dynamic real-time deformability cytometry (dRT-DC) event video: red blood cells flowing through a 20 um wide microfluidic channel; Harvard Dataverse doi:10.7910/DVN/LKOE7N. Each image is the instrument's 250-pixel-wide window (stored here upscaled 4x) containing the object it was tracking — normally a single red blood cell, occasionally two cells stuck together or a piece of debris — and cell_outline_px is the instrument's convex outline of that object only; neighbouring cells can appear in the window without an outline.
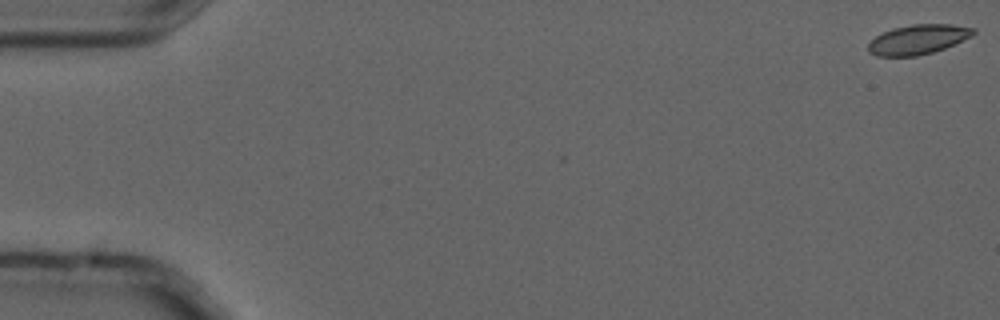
{"species": "common noctule bat (a hibernating species)", "species_latin": "Nyctalus noctula", "temperature_condition": "cold", "stored_images_in_passage": 6, "camera_frame_rate_fps": 3000, "um_per_image_px": 0.085, "animal": {"sex": "male", "forearm_length_mm": 52.5}, "frame": {"image": 1, "passage_image": 1, "time_ms": 0.0, "image_size_px": [1000, 320], "cell_outline_px": [[976, 32], [972, 36], [944, 48], [932, 52], [916, 56], [876, 56], [868, 52], [868, 44], [876, 36], [892, 28], [912, 24], [952, 24], [976, 28]], "centroid_in_image_um": [78.04, 3.34], "position_along_channel_um": 7.0, "area_um2": 18.15}}
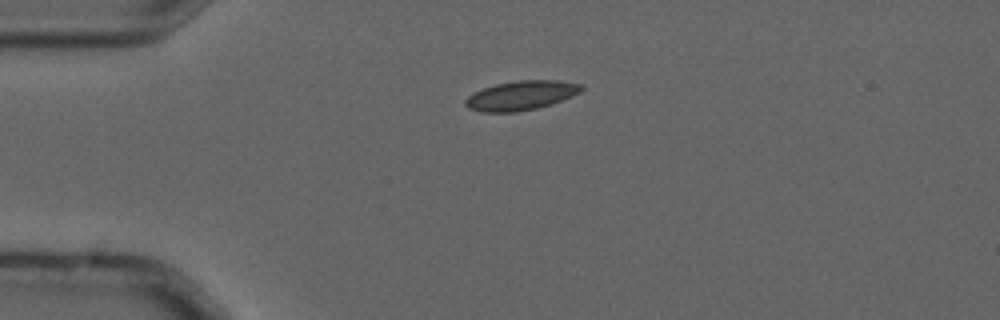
{"frame": {"image": 2, "passage_image": 4, "time_ms": 1.0, "image_size_px": [1000, 320], "cell_outline_px": [[584, 88], [580, 92], [572, 96], [552, 104], [536, 108], [516, 112], [480, 112], [468, 108], [464, 104], [464, 100], [472, 92], [496, 84], [520, 80], [560, 80], [580, 84]], "centroid_in_image_um": [44.27, 8.12], "position_along_channel_um": 40.7, "area_um2": 19.88}}
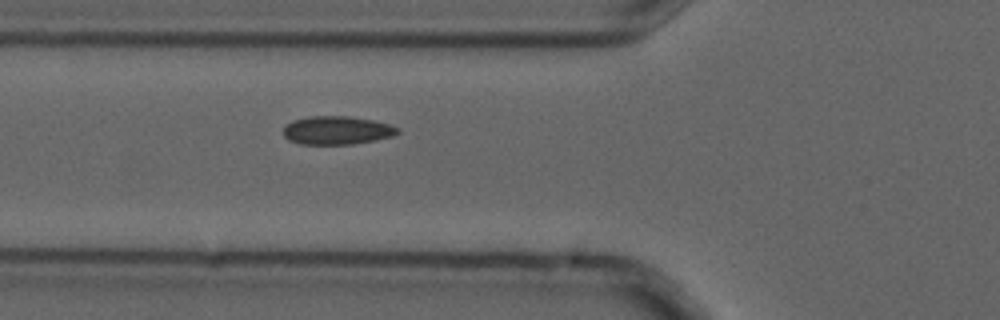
{"frame": {"image": 3, "passage_image": 6, "time_ms": 1.667, "image_size_px": [1000, 320], "cell_outline_px": [[400, 132], [392, 136], [376, 140], [352, 144], [300, 144], [288, 140], [284, 136], [284, 124], [292, 120], [308, 116], [348, 116], [372, 120], [388, 124], [400, 128]], "centroid_in_image_um": [28.61, 11.07], "position_along_channel_um": 97.2, "area_um2": 19.02}}